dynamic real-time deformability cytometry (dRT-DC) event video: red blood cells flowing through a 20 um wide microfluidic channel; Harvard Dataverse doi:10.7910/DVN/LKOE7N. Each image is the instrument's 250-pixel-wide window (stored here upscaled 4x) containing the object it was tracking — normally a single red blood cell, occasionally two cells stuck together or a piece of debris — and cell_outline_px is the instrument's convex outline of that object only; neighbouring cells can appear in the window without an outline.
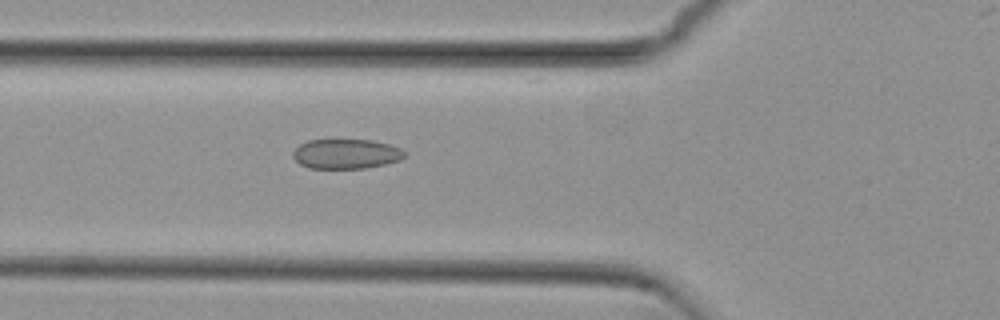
{"species": "common noctule bat (a hibernating species)", "species_latin": "Nyctalus noctula", "temperature_condition": "cold", "stored_images_in_passage": 39, "camera_frame_rate_fps": 3000, "um_per_image_px": 0.085, "animal": {"sex": "female", "body_mass_g": 29.2, "forearm_length_mm": 56.3}, "frame": {"image": 1, "passage_image": 5, "time_ms": 1.333, "image_size_px": [1000, 320], "cell_outline_px": [[404, 156], [400, 160], [384, 164], [364, 168], [308, 168], [300, 164], [292, 156], [292, 152], [300, 144], [308, 140], [372, 140], [388, 144], [400, 148], [404, 152]], "centroid_in_image_um": [29.39, 13.08], "position_along_channel_um": 96.4, "area_um2": 19.19}}
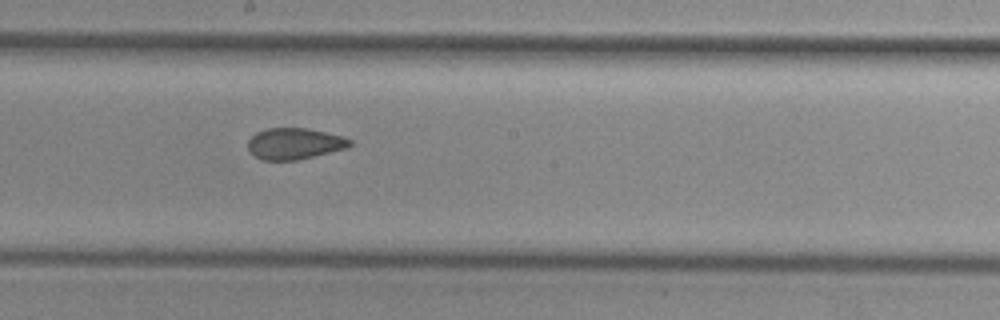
{"frame": {"image": 2, "passage_image": 15, "time_ms": 4.667, "image_size_px": [1000, 320], "cell_outline_px": [[352, 144], [348, 148], [296, 160], [264, 160], [256, 156], [248, 148], [248, 140], [256, 132], [268, 128], [308, 128], [344, 136], [352, 140]], "centroid_in_image_um": [25.07, 12.2], "position_along_channel_um": 223.1, "area_um2": 18.55}}
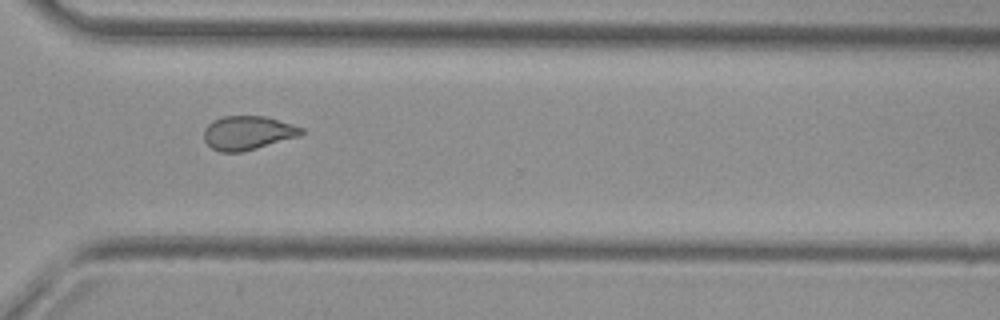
{"frame": {"image": 3, "passage_image": 25, "time_ms": 8.0, "image_size_px": [1000, 320], "cell_outline_px": [[304, 132], [300, 136], [244, 152], [220, 152], [212, 148], [204, 140], [204, 128], [212, 120], [224, 116], [268, 116], [304, 128]], "centroid_in_image_um": [21.07, 11.29], "position_along_channel_um": 349.5, "area_um2": 19.48}, "authors_computed_cell_mechanics": {"area_um2": 19.5364, "velocity_mm_per_s": 3.7902, "shape_relaxation_time_tau1_ms": null, "shape_relaxation_time_tau2_ms": 1.722, "deformation_change_tau1": null, "deformation_change_tau2": 0.0817}}